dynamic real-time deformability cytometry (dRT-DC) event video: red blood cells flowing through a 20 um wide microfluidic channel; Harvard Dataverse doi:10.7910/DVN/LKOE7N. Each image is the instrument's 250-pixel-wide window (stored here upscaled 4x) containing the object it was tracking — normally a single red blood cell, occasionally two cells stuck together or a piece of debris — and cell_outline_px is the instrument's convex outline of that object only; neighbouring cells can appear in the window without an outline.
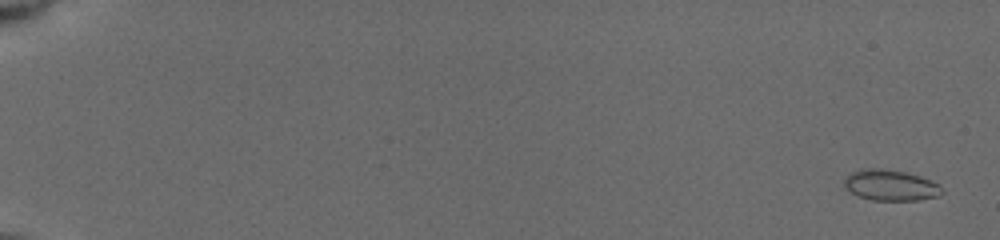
{"species": "common noctule bat (a hibernating species)", "species_latin": "Nyctalus noctula", "temperature_condition": "cold", "stored_images_in_passage": 51, "camera_frame_rate_fps": 3000, "um_per_image_px": 0.085, "animal": {"sex": "female", "body_mass_g": 19.5, "forearm_length_mm": 54.1}, "frame": {"image": 1, "passage_image": 3, "time_ms": 0.667, "image_size_px": [1000, 240], "cell_outline_px": [[944, 192], [940, 196], [916, 200], [872, 200], [860, 196], [852, 192], [844, 184], [844, 180], [852, 172], [860, 168], [880, 168], [904, 172], [920, 176], [940, 184], [944, 188]], "centroid_in_image_um": [75.76, 15.74], "position_along_channel_um": 9.2, "area_um2": 17.51}}
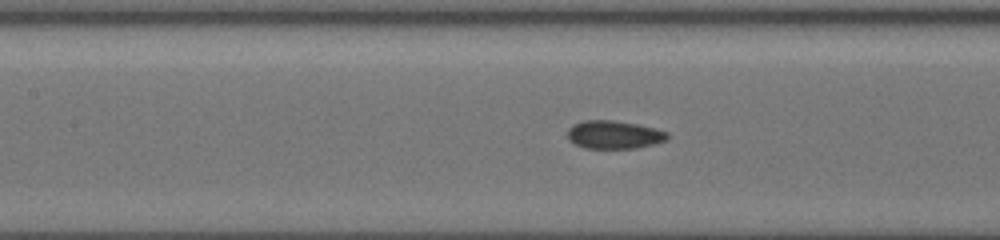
{"frame": {"image": 2, "passage_image": 27, "time_ms": 9.333, "image_size_px": [1000, 240], "cell_outline_px": [[668, 140], [636, 148], [584, 148], [568, 140], [568, 128], [572, 124], [584, 120], [612, 120], [636, 124], [656, 128], [668, 132]], "centroid_in_image_um": [52.18, 11.44], "position_along_channel_um": 155.2, "area_um2": 16.42}}
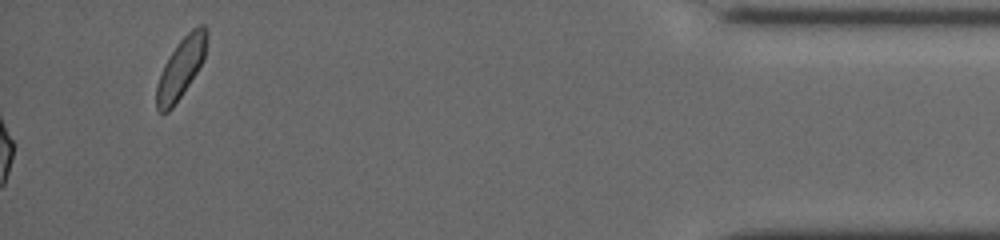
{"frame": {"image": 3, "passage_image": 51, "time_ms": 18.667, "image_size_px": [1000, 240], "cell_outline_px": [[208, 32], [204, 60], [172, 108], [168, 112], [160, 112], [156, 108], [156, 84], [164, 64], [176, 44], [196, 24], [204, 24], [208, 28]], "centroid_in_image_um": [15.39, 5.72], "position_along_channel_um": 419.8, "area_um2": 17.57}, "authors_computed_cell_mechanics": {"area_um2": 16.4152, "velocity_mm_per_s": 3.9363, "shape_relaxation_time_tau1_ms": 5.8475, "shape_relaxation_time_tau2_ms": 2.8468, "deformation_change_tau1": 0.1267, "deformation_change_tau2": 0.0668}}